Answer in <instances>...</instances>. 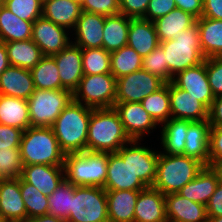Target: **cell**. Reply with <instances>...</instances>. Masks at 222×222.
<instances>
[{
    "instance_id": "42",
    "label": "cell",
    "mask_w": 222,
    "mask_h": 222,
    "mask_svg": "<svg viewBox=\"0 0 222 222\" xmlns=\"http://www.w3.org/2000/svg\"><path fill=\"white\" fill-rule=\"evenodd\" d=\"M4 6L20 19L29 22L42 17L43 0H5Z\"/></svg>"
},
{
    "instance_id": "6",
    "label": "cell",
    "mask_w": 222,
    "mask_h": 222,
    "mask_svg": "<svg viewBox=\"0 0 222 222\" xmlns=\"http://www.w3.org/2000/svg\"><path fill=\"white\" fill-rule=\"evenodd\" d=\"M165 54L168 70L175 76L178 72L199 65L205 61L201 50L197 22L182 30L176 39L160 42Z\"/></svg>"
},
{
    "instance_id": "52",
    "label": "cell",
    "mask_w": 222,
    "mask_h": 222,
    "mask_svg": "<svg viewBox=\"0 0 222 222\" xmlns=\"http://www.w3.org/2000/svg\"><path fill=\"white\" fill-rule=\"evenodd\" d=\"M176 8L183 10L196 19L202 17L203 0H175Z\"/></svg>"
},
{
    "instance_id": "54",
    "label": "cell",
    "mask_w": 222,
    "mask_h": 222,
    "mask_svg": "<svg viewBox=\"0 0 222 222\" xmlns=\"http://www.w3.org/2000/svg\"><path fill=\"white\" fill-rule=\"evenodd\" d=\"M202 17L222 20V0H203Z\"/></svg>"
},
{
    "instance_id": "40",
    "label": "cell",
    "mask_w": 222,
    "mask_h": 222,
    "mask_svg": "<svg viewBox=\"0 0 222 222\" xmlns=\"http://www.w3.org/2000/svg\"><path fill=\"white\" fill-rule=\"evenodd\" d=\"M84 75L111 73V54L103 48L81 49Z\"/></svg>"
},
{
    "instance_id": "2",
    "label": "cell",
    "mask_w": 222,
    "mask_h": 222,
    "mask_svg": "<svg viewBox=\"0 0 222 222\" xmlns=\"http://www.w3.org/2000/svg\"><path fill=\"white\" fill-rule=\"evenodd\" d=\"M92 110L93 108L72 99L52 125L59 146L65 154L86 151Z\"/></svg>"
},
{
    "instance_id": "47",
    "label": "cell",
    "mask_w": 222,
    "mask_h": 222,
    "mask_svg": "<svg viewBox=\"0 0 222 222\" xmlns=\"http://www.w3.org/2000/svg\"><path fill=\"white\" fill-rule=\"evenodd\" d=\"M216 164H222V126L210 129L209 166Z\"/></svg>"
},
{
    "instance_id": "48",
    "label": "cell",
    "mask_w": 222,
    "mask_h": 222,
    "mask_svg": "<svg viewBox=\"0 0 222 222\" xmlns=\"http://www.w3.org/2000/svg\"><path fill=\"white\" fill-rule=\"evenodd\" d=\"M175 8V0H150L143 19L154 22Z\"/></svg>"
},
{
    "instance_id": "20",
    "label": "cell",
    "mask_w": 222,
    "mask_h": 222,
    "mask_svg": "<svg viewBox=\"0 0 222 222\" xmlns=\"http://www.w3.org/2000/svg\"><path fill=\"white\" fill-rule=\"evenodd\" d=\"M20 178L50 196L65 179L64 166L45 164L23 165Z\"/></svg>"
},
{
    "instance_id": "53",
    "label": "cell",
    "mask_w": 222,
    "mask_h": 222,
    "mask_svg": "<svg viewBox=\"0 0 222 222\" xmlns=\"http://www.w3.org/2000/svg\"><path fill=\"white\" fill-rule=\"evenodd\" d=\"M208 122L211 127L222 126V96L215 97L208 109Z\"/></svg>"
},
{
    "instance_id": "22",
    "label": "cell",
    "mask_w": 222,
    "mask_h": 222,
    "mask_svg": "<svg viewBox=\"0 0 222 222\" xmlns=\"http://www.w3.org/2000/svg\"><path fill=\"white\" fill-rule=\"evenodd\" d=\"M134 222H168L165 195L153 187L140 191L135 205Z\"/></svg>"
},
{
    "instance_id": "31",
    "label": "cell",
    "mask_w": 222,
    "mask_h": 222,
    "mask_svg": "<svg viewBox=\"0 0 222 222\" xmlns=\"http://www.w3.org/2000/svg\"><path fill=\"white\" fill-rule=\"evenodd\" d=\"M0 124L13 126L23 131L29 128L27 100L0 94Z\"/></svg>"
},
{
    "instance_id": "9",
    "label": "cell",
    "mask_w": 222,
    "mask_h": 222,
    "mask_svg": "<svg viewBox=\"0 0 222 222\" xmlns=\"http://www.w3.org/2000/svg\"><path fill=\"white\" fill-rule=\"evenodd\" d=\"M117 79L111 73L84 75L73 91V100L93 109L113 108Z\"/></svg>"
},
{
    "instance_id": "24",
    "label": "cell",
    "mask_w": 222,
    "mask_h": 222,
    "mask_svg": "<svg viewBox=\"0 0 222 222\" xmlns=\"http://www.w3.org/2000/svg\"><path fill=\"white\" fill-rule=\"evenodd\" d=\"M219 183V175L214 167L204 166L198 175L177 193L193 202L207 205Z\"/></svg>"
},
{
    "instance_id": "21",
    "label": "cell",
    "mask_w": 222,
    "mask_h": 222,
    "mask_svg": "<svg viewBox=\"0 0 222 222\" xmlns=\"http://www.w3.org/2000/svg\"><path fill=\"white\" fill-rule=\"evenodd\" d=\"M168 222H207L206 206L193 202L178 193L165 195Z\"/></svg>"
},
{
    "instance_id": "38",
    "label": "cell",
    "mask_w": 222,
    "mask_h": 222,
    "mask_svg": "<svg viewBox=\"0 0 222 222\" xmlns=\"http://www.w3.org/2000/svg\"><path fill=\"white\" fill-rule=\"evenodd\" d=\"M110 54L111 74L116 79L142 69L143 58L128 45Z\"/></svg>"
},
{
    "instance_id": "49",
    "label": "cell",
    "mask_w": 222,
    "mask_h": 222,
    "mask_svg": "<svg viewBox=\"0 0 222 222\" xmlns=\"http://www.w3.org/2000/svg\"><path fill=\"white\" fill-rule=\"evenodd\" d=\"M23 130L0 124V150L9 148H20Z\"/></svg>"
},
{
    "instance_id": "57",
    "label": "cell",
    "mask_w": 222,
    "mask_h": 222,
    "mask_svg": "<svg viewBox=\"0 0 222 222\" xmlns=\"http://www.w3.org/2000/svg\"><path fill=\"white\" fill-rule=\"evenodd\" d=\"M219 175V181L222 183V164H216L213 166Z\"/></svg>"
},
{
    "instance_id": "23",
    "label": "cell",
    "mask_w": 222,
    "mask_h": 222,
    "mask_svg": "<svg viewBox=\"0 0 222 222\" xmlns=\"http://www.w3.org/2000/svg\"><path fill=\"white\" fill-rule=\"evenodd\" d=\"M35 91L29 69L9 66L0 75V94L28 100Z\"/></svg>"
},
{
    "instance_id": "3",
    "label": "cell",
    "mask_w": 222,
    "mask_h": 222,
    "mask_svg": "<svg viewBox=\"0 0 222 222\" xmlns=\"http://www.w3.org/2000/svg\"><path fill=\"white\" fill-rule=\"evenodd\" d=\"M20 154L23 165L64 166L65 153L61 150L52 127L30 126L23 131Z\"/></svg>"
},
{
    "instance_id": "17",
    "label": "cell",
    "mask_w": 222,
    "mask_h": 222,
    "mask_svg": "<svg viewBox=\"0 0 222 222\" xmlns=\"http://www.w3.org/2000/svg\"><path fill=\"white\" fill-rule=\"evenodd\" d=\"M171 118L198 122L208 120V108L185 90L169 82Z\"/></svg>"
},
{
    "instance_id": "10",
    "label": "cell",
    "mask_w": 222,
    "mask_h": 222,
    "mask_svg": "<svg viewBox=\"0 0 222 222\" xmlns=\"http://www.w3.org/2000/svg\"><path fill=\"white\" fill-rule=\"evenodd\" d=\"M148 188L132 171L129 164V142L117 152L108 153L105 190H144Z\"/></svg>"
},
{
    "instance_id": "46",
    "label": "cell",
    "mask_w": 222,
    "mask_h": 222,
    "mask_svg": "<svg viewBox=\"0 0 222 222\" xmlns=\"http://www.w3.org/2000/svg\"><path fill=\"white\" fill-rule=\"evenodd\" d=\"M81 9L104 16L116 15L119 14V0H83Z\"/></svg>"
},
{
    "instance_id": "41",
    "label": "cell",
    "mask_w": 222,
    "mask_h": 222,
    "mask_svg": "<svg viewBox=\"0 0 222 222\" xmlns=\"http://www.w3.org/2000/svg\"><path fill=\"white\" fill-rule=\"evenodd\" d=\"M20 190L27 211V219L48 214V196L21 178Z\"/></svg>"
},
{
    "instance_id": "37",
    "label": "cell",
    "mask_w": 222,
    "mask_h": 222,
    "mask_svg": "<svg viewBox=\"0 0 222 222\" xmlns=\"http://www.w3.org/2000/svg\"><path fill=\"white\" fill-rule=\"evenodd\" d=\"M141 104L159 126L168 121L171 118L169 83L144 98Z\"/></svg>"
},
{
    "instance_id": "50",
    "label": "cell",
    "mask_w": 222,
    "mask_h": 222,
    "mask_svg": "<svg viewBox=\"0 0 222 222\" xmlns=\"http://www.w3.org/2000/svg\"><path fill=\"white\" fill-rule=\"evenodd\" d=\"M150 0H119V13L130 18H143Z\"/></svg>"
},
{
    "instance_id": "33",
    "label": "cell",
    "mask_w": 222,
    "mask_h": 222,
    "mask_svg": "<svg viewBox=\"0 0 222 222\" xmlns=\"http://www.w3.org/2000/svg\"><path fill=\"white\" fill-rule=\"evenodd\" d=\"M5 45L10 66L31 70L43 57L40 48L31 39L7 42Z\"/></svg>"
},
{
    "instance_id": "39",
    "label": "cell",
    "mask_w": 222,
    "mask_h": 222,
    "mask_svg": "<svg viewBox=\"0 0 222 222\" xmlns=\"http://www.w3.org/2000/svg\"><path fill=\"white\" fill-rule=\"evenodd\" d=\"M75 187L64 179L57 189L48 196V214L66 221L70 214Z\"/></svg>"
},
{
    "instance_id": "60",
    "label": "cell",
    "mask_w": 222,
    "mask_h": 222,
    "mask_svg": "<svg viewBox=\"0 0 222 222\" xmlns=\"http://www.w3.org/2000/svg\"><path fill=\"white\" fill-rule=\"evenodd\" d=\"M3 222H21V221H3Z\"/></svg>"
},
{
    "instance_id": "35",
    "label": "cell",
    "mask_w": 222,
    "mask_h": 222,
    "mask_svg": "<svg viewBox=\"0 0 222 222\" xmlns=\"http://www.w3.org/2000/svg\"><path fill=\"white\" fill-rule=\"evenodd\" d=\"M33 23L20 19L5 6L0 8V41L7 43L31 39Z\"/></svg>"
},
{
    "instance_id": "32",
    "label": "cell",
    "mask_w": 222,
    "mask_h": 222,
    "mask_svg": "<svg viewBox=\"0 0 222 222\" xmlns=\"http://www.w3.org/2000/svg\"><path fill=\"white\" fill-rule=\"evenodd\" d=\"M129 26L130 17L123 14L105 16L102 48L111 53L127 45Z\"/></svg>"
},
{
    "instance_id": "16",
    "label": "cell",
    "mask_w": 222,
    "mask_h": 222,
    "mask_svg": "<svg viewBox=\"0 0 222 222\" xmlns=\"http://www.w3.org/2000/svg\"><path fill=\"white\" fill-rule=\"evenodd\" d=\"M105 16L96 13L81 11L74 28L75 41H71L81 49H92L103 47V29Z\"/></svg>"
},
{
    "instance_id": "55",
    "label": "cell",
    "mask_w": 222,
    "mask_h": 222,
    "mask_svg": "<svg viewBox=\"0 0 222 222\" xmlns=\"http://www.w3.org/2000/svg\"><path fill=\"white\" fill-rule=\"evenodd\" d=\"M10 66L6 45L0 41V75Z\"/></svg>"
},
{
    "instance_id": "13",
    "label": "cell",
    "mask_w": 222,
    "mask_h": 222,
    "mask_svg": "<svg viewBox=\"0 0 222 222\" xmlns=\"http://www.w3.org/2000/svg\"><path fill=\"white\" fill-rule=\"evenodd\" d=\"M114 109L119 114L124 130L131 140H141L150 134L156 126H160L153 120L148 112L143 109L141 102L115 103ZM145 134V135H144Z\"/></svg>"
},
{
    "instance_id": "4",
    "label": "cell",
    "mask_w": 222,
    "mask_h": 222,
    "mask_svg": "<svg viewBox=\"0 0 222 222\" xmlns=\"http://www.w3.org/2000/svg\"><path fill=\"white\" fill-rule=\"evenodd\" d=\"M204 166L193 157L159 152L156 177L152 187L164 195L177 193L193 180Z\"/></svg>"
},
{
    "instance_id": "15",
    "label": "cell",
    "mask_w": 222,
    "mask_h": 222,
    "mask_svg": "<svg viewBox=\"0 0 222 222\" xmlns=\"http://www.w3.org/2000/svg\"><path fill=\"white\" fill-rule=\"evenodd\" d=\"M52 57L55 59L59 70L61 89H67L73 93L84 76L81 48L71 42Z\"/></svg>"
},
{
    "instance_id": "44",
    "label": "cell",
    "mask_w": 222,
    "mask_h": 222,
    "mask_svg": "<svg viewBox=\"0 0 222 222\" xmlns=\"http://www.w3.org/2000/svg\"><path fill=\"white\" fill-rule=\"evenodd\" d=\"M22 168L20 148L1 150L0 179L20 177Z\"/></svg>"
},
{
    "instance_id": "58",
    "label": "cell",
    "mask_w": 222,
    "mask_h": 222,
    "mask_svg": "<svg viewBox=\"0 0 222 222\" xmlns=\"http://www.w3.org/2000/svg\"><path fill=\"white\" fill-rule=\"evenodd\" d=\"M207 222H222V216L220 217H207Z\"/></svg>"
},
{
    "instance_id": "28",
    "label": "cell",
    "mask_w": 222,
    "mask_h": 222,
    "mask_svg": "<svg viewBox=\"0 0 222 222\" xmlns=\"http://www.w3.org/2000/svg\"><path fill=\"white\" fill-rule=\"evenodd\" d=\"M142 190H106L109 222H134L135 205Z\"/></svg>"
},
{
    "instance_id": "45",
    "label": "cell",
    "mask_w": 222,
    "mask_h": 222,
    "mask_svg": "<svg viewBox=\"0 0 222 222\" xmlns=\"http://www.w3.org/2000/svg\"><path fill=\"white\" fill-rule=\"evenodd\" d=\"M206 72L214 97L222 96V57L206 58Z\"/></svg>"
},
{
    "instance_id": "1",
    "label": "cell",
    "mask_w": 222,
    "mask_h": 222,
    "mask_svg": "<svg viewBox=\"0 0 222 222\" xmlns=\"http://www.w3.org/2000/svg\"><path fill=\"white\" fill-rule=\"evenodd\" d=\"M130 141L114 107L92 110L88 124L87 151L114 153Z\"/></svg>"
},
{
    "instance_id": "27",
    "label": "cell",
    "mask_w": 222,
    "mask_h": 222,
    "mask_svg": "<svg viewBox=\"0 0 222 222\" xmlns=\"http://www.w3.org/2000/svg\"><path fill=\"white\" fill-rule=\"evenodd\" d=\"M211 126L208 120L191 122L188 125L183 155L193 157L209 166V140Z\"/></svg>"
},
{
    "instance_id": "7",
    "label": "cell",
    "mask_w": 222,
    "mask_h": 222,
    "mask_svg": "<svg viewBox=\"0 0 222 222\" xmlns=\"http://www.w3.org/2000/svg\"><path fill=\"white\" fill-rule=\"evenodd\" d=\"M72 99V92L67 89H35L34 93L27 100L30 126L52 127Z\"/></svg>"
},
{
    "instance_id": "51",
    "label": "cell",
    "mask_w": 222,
    "mask_h": 222,
    "mask_svg": "<svg viewBox=\"0 0 222 222\" xmlns=\"http://www.w3.org/2000/svg\"><path fill=\"white\" fill-rule=\"evenodd\" d=\"M207 217L222 216V183L219 181L206 205Z\"/></svg>"
},
{
    "instance_id": "29",
    "label": "cell",
    "mask_w": 222,
    "mask_h": 222,
    "mask_svg": "<svg viewBox=\"0 0 222 222\" xmlns=\"http://www.w3.org/2000/svg\"><path fill=\"white\" fill-rule=\"evenodd\" d=\"M196 18L184 12L181 9L175 8L167 15L155 20L154 26L159 42L176 39L182 30H185L196 23Z\"/></svg>"
},
{
    "instance_id": "26",
    "label": "cell",
    "mask_w": 222,
    "mask_h": 222,
    "mask_svg": "<svg viewBox=\"0 0 222 222\" xmlns=\"http://www.w3.org/2000/svg\"><path fill=\"white\" fill-rule=\"evenodd\" d=\"M159 43L152 21L143 18H130L128 46L143 58L159 46Z\"/></svg>"
},
{
    "instance_id": "14",
    "label": "cell",
    "mask_w": 222,
    "mask_h": 222,
    "mask_svg": "<svg viewBox=\"0 0 222 222\" xmlns=\"http://www.w3.org/2000/svg\"><path fill=\"white\" fill-rule=\"evenodd\" d=\"M172 83L202 102L208 109L215 98L209 85L206 72V59L199 65L178 72L173 77Z\"/></svg>"
},
{
    "instance_id": "11",
    "label": "cell",
    "mask_w": 222,
    "mask_h": 222,
    "mask_svg": "<svg viewBox=\"0 0 222 222\" xmlns=\"http://www.w3.org/2000/svg\"><path fill=\"white\" fill-rule=\"evenodd\" d=\"M165 82L143 68L117 79L115 103L141 102Z\"/></svg>"
},
{
    "instance_id": "12",
    "label": "cell",
    "mask_w": 222,
    "mask_h": 222,
    "mask_svg": "<svg viewBox=\"0 0 222 222\" xmlns=\"http://www.w3.org/2000/svg\"><path fill=\"white\" fill-rule=\"evenodd\" d=\"M68 32L66 28L40 17L33 23L31 40L43 56H53L71 43Z\"/></svg>"
},
{
    "instance_id": "43",
    "label": "cell",
    "mask_w": 222,
    "mask_h": 222,
    "mask_svg": "<svg viewBox=\"0 0 222 222\" xmlns=\"http://www.w3.org/2000/svg\"><path fill=\"white\" fill-rule=\"evenodd\" d=\"M142 68L162 79L165 83L172 82L173 75L168 70L165 63V54L163 48L159 45L147 56L143 57Z\"/></svg>"
},
{
    "instance_id": "19",
    "label": "cell",
    "mask_w": 222,
    "mask_h": 222,
    "mask_svg": "<svg viewBox=\"0 0 222 222\" xmlns=\"http://www.w3.org/2000/svg\"><path fill=\"white\" fill-rule=\"evenodd\" d=\"M139 144L141 145L139 140L129 142V164L134 174L147 187H152L156 177L159 152Z\"/></svg>"
},
{
    "instance_id": "36",
    "label": "cell",
    "mask_w": 222,
    "mask_h": 222,
    "mask_svg": "<svg viewBox=\"0 0 222 222\" xmlns=\"http://www.w3.org/2000/svg\"><path fill=\"white\" fill-rule=\"evenodd\" d=\"M30 71L33 77L35 89H61L59 70L55 59L52 56H43L39 63Z\"/></svg>"
},
{
    "instance_id": "8",
    "label": "cell",
    "mask_w": 222,
    "mask_h": 222,
    "mask_svg": "<svg viewBox=\"0 0 222 222\" xmlns=\"http://www.w3.org/2000/svg\"><path fill=\"white\" fill-rule=\"evenodd\" d=\"M65 222H109L106 190L101 187L76 186L70 214Z\"/></svg>"
},
{
    "instance_id": "56",
    "label": "cell",
    "mask_w": 222,
    "mask_h": 222,
    "mask_svg": "<svg viewBox=\"0 0 222 222\" xmlns=\"http://www.w3.org/2000/svg\"><path fill=\"white\" fill-rule=\"evenodd\" d=\"M24 222H65V221L61 218L52 216L50 214H45L43 216L28 218Z\"/></svg>"
},
{
    "instance_id": "18",
    "label": "cell",
    "mask_w": 222,
    "mask_h": 222,
    "mask_svg": "<svg viewBox=\"0 0 222 222\" xmlns=\"http://www.w3.org/2000/svg\"><path fill=\"white\" fill-rule=\"evenodd\" d=\"M0 217L4 221L24 222L27 219L20 177L0 179Z\"/></svg>"
},
{
    "instance_id": "5",
    "label": "cell",
    "mask_w": 222,
    "mask_h": 222,
    "mask_svg": "<svg viewBox=\"0 0 222 222\" xmlns=\"http://www.w3.org/2000/svg\"><path fill=\"white\" fill-rule=\"evenodd\" d=\"M108 153L84 151L65 154V179L75 186L104 188Z\"/></svg>"
},
{
    "instance_id": "34",
    "label": "cell",
    "mask_w": 222,
    "mask_h": 222,
    "mask_svg": "<svg viewBox=\"0 0 222 222\" xmlns=\"http://www.w3.org/2000/svg\"><path fill=\"white\" fill-rule=\"evenodd\" d=\"M191 121L170 118L161 126V145L165 154H183L185 137L187 136L188 125Z\"/></svg>"
},
{
    "instance_id": "30",
    "label": "cell",
    "mask_w": 222,
    "mask_h": 222,
    "mask_svg": "<svg viewBox=\"0 0 222 222\" xmlns=\"http://www.w3.org/2000/svg\"><path fill=\"white\" fill-rule=\"evenodd\" d=\"M196 22L204 57H222V20L200 17Z\"/></svg>"
},
{
    "instance_id": "59",
    "label": "cell",
    "mask_w": 222,
    "mask_h": 222,
    "mask_svg": "<svg viewBox=\"0 0 222 222\" xmlns=\"http://www.w3.org/2000/svg\"><path fill=\"white\" fill-rule=\"evenodd\" d=\"M5 0H0V8L4 7Z\"/></svg>"
},
{
    "instance_id": "25",
    "label": "cell",
    "mask_w": 222,
    "mask_h": 222,
    "mask_svg": "<svg viewBox=\"0 0 222 222\" xmlns=\"http://www.w3.org/2000/svg\"><path fill=\"white\" fill-rule=\"evenodd\" d=\"M81 3L77 0H43L42 17L56 25L74 30L81 14Z\"/></svg>"
}]
</instances>
